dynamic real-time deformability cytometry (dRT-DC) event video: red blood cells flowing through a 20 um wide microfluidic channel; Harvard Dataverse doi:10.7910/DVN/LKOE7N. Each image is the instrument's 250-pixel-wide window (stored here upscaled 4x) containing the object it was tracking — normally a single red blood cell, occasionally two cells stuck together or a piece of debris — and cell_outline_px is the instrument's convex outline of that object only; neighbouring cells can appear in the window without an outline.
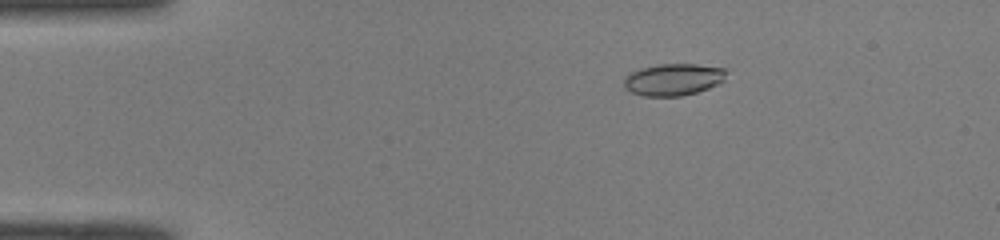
{"species": "common noctule bat (a hibernating species)", "species_latin": "Nyctalus noctula", "temperature_condition": "room temperature", "stored_images_in_passage": 47, "camera_frame_rate_fps": 3000, "um_per_image_px": 0.085, "animal": {"sex": "male", "body_mass_g": 19.0, "forearm_length_mm": 50.8}, "frame": {"image": 1, "passage_image": 6, "time_ms": 1.667, "image_size_px": [1000, 240], "cell_outline_px": [[724, 80], [708, 88], [696, 92], [680, 96], [644, 96], [632, 92], [624, 88], [624, 76], [640, 68], [660, 64], [696, 64], [724, 68]], "centroid_in_image_um": [57.18, 6.76], "position_along_channel_um": 27.8, "area_um2": 18.84}}
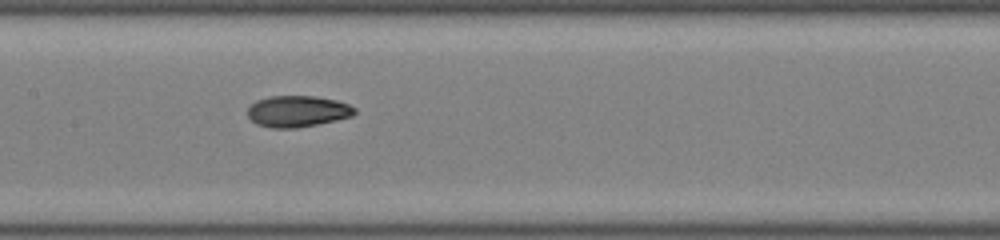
{"frame": {"image": 2, "passage_image": 22, "time_ms": 7.0, "image_size_px": [1000, 240], "cell_outline_px": [[356, 112], [352, 116], [336, 120], [296, 128], [272, 128], [256, 124], [248, 116], [248, 108], [256, 100], [268, 96], [316, 96], [336, 100], [348, 104], [356, 108]], "centroid_in_image_um": [25.28, 9.45], "position_along_channel_um": 182.1, "area_um2": 19.54}}
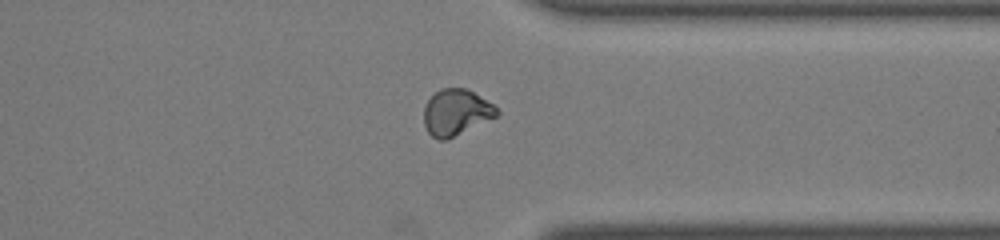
{"frame": {"image": 3, "passage_image": 36, "time_ms": 11.667, "image_size_px": [1000, 240], "cell_outline_px": [[500, 112], [496, 116], [448, 140], [436, 140], [428, 132], [424, 124], [424, 108], [428, 100], [440, 88], [464, 88], [472, 92], [492, 104]], "centroid_in_image_um": [38.73, 9.57], "position_along_channel_um": 372.7, "area_um2": 19.36}, "authors_computed_cell_mechanics": {"area_um2": 19.2474, "velocity_mm_per_s": 4.1073, "shape_relaxation_time_tau1_ms": null, "shape_relaxation_time_tau2_ms": 2.3507, "deformation_change_tau1": null, "deformation_change_tau2": 0.0624}}